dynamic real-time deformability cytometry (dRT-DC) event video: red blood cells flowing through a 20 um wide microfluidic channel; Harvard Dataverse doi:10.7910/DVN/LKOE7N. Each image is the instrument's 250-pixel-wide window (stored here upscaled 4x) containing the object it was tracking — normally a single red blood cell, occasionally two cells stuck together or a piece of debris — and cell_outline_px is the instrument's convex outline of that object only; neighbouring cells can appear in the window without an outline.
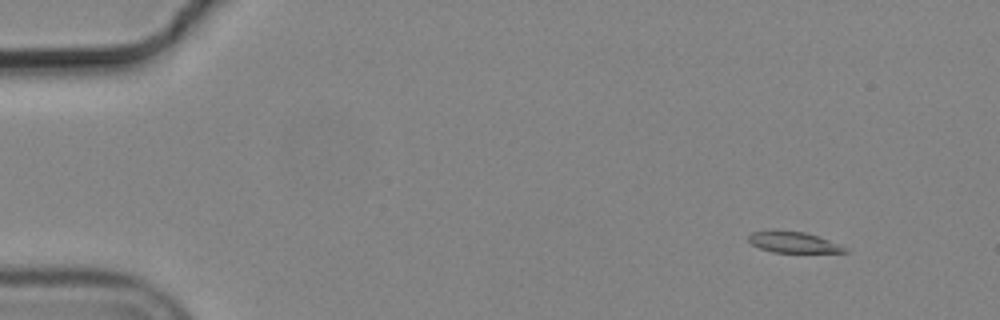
{"species": "common noctule bat (a hibernating species)", "species_latin": "Nyctalus noctula", "temperature_condition": "cold", "stored_images_in_passage": 14, "camera_frame_rate_fps": 3000, "um_per_image_px": 0.085, "animal": {"sex": "male", "body_mass_g": 19.2, "forearm_length_mm": 51.8}, "frame": {"image": 1, "passage_image": 3, "time_ms": 0.667, "image_size_px": [1000, 320], "cell_outline_px": [[848, 252], [772, 252], [760, 248], [752, 244], [748, 240], [748, 236], [752, 232], [772, 228], [804, 232], [828, 240], [848, 248]], "centroid_in_image_um": [67.36, 20.56], "position_along_channel_um": 17.6, "area_um2": 11.91}}
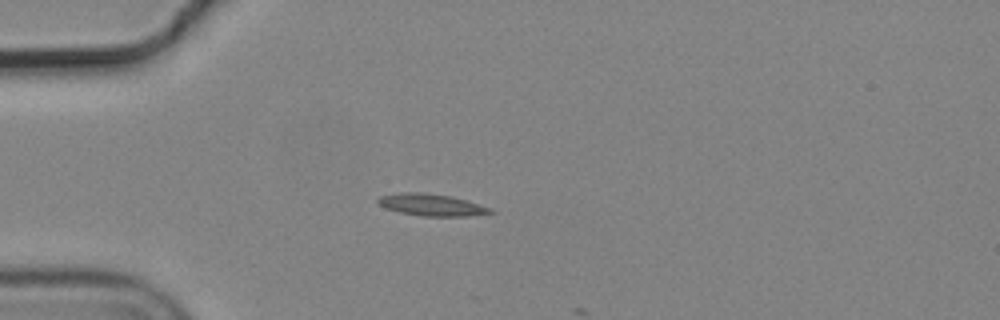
{"frame": {"image": 2, "passage_image": 13, "time_ms": 4.0, "image_size_px": [1000, 320], "cell_outline_px": [[496, 212], [468, 216], [424, 216], [400, 212], [384, 208], [376, 200], [380, 196], [400, 192], [420, 192], [452, 196], [492, 208]], "centroid_in_image_um": [36.68, 17.41], "position_along_channel_um": 48.3, "area_um2": 14.33}}